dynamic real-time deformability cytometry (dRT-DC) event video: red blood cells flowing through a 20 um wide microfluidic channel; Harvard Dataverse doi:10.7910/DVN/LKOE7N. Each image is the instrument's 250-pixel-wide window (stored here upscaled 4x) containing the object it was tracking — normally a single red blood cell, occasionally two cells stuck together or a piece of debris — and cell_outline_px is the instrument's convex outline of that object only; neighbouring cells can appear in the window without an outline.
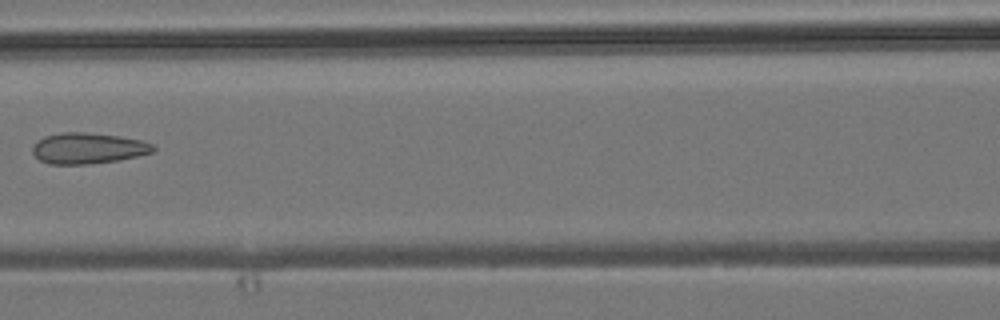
{"species": "common noctule bat (a hibernating species)", "species_latin": "Nyctalus noctula", "temperature_condition": "room temperature", "stored_images_in_passage": 8, "camera_frame_rate_fps": 3000, "um_per_image_px": 0.085, "animal": {"sex": "male", "body_mass_g": 19.2, "forearm_length_mm": 51.8}, "frame": {"image": 1, "passage_image": 6, "time_ms": 6.667, "image_size_px": [1000, 320], "cell_outline_px": [[156, 148], [152, 152], [136, 156], [116, 160], [88, 164], [48, 164], [40, 160], [32, 152], [32, 148], [36, 140], [44, 136], [60, 132], [84, 132], [120, 136], [140, 140], [152, 144]], "centroid_in_image_um": [7.43, 12.59], "position_along_channel_um": 159.2, "area_um2": 21.68}}
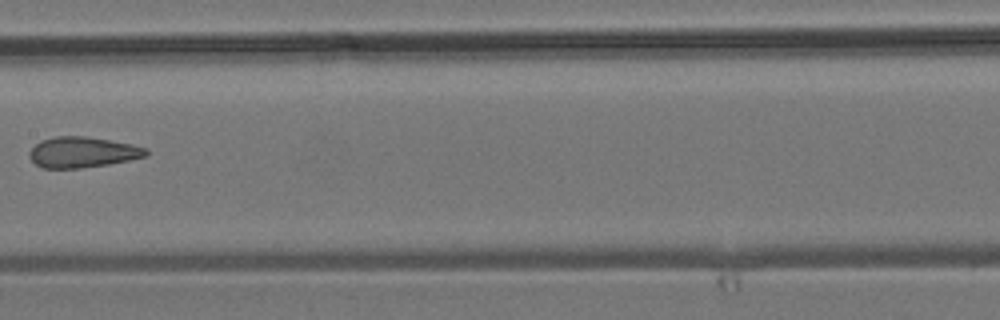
{"frame": {"image": 2, "passage_image": 7, "time_ms": 7.667, "image_size_px": [1000, 320], "cell_outline_px": [[148, 156], [108, 164], [80, 168], [44, 168], [36, 164], [28, 156], [28, 152], [40, 140], [56, 136], [84, 136], [132, 144], [148, 148]], "centroid_in_image_um": [7.01, 12.93], "position_along_channel_um": 200.4, "area_um2": 20.81}}
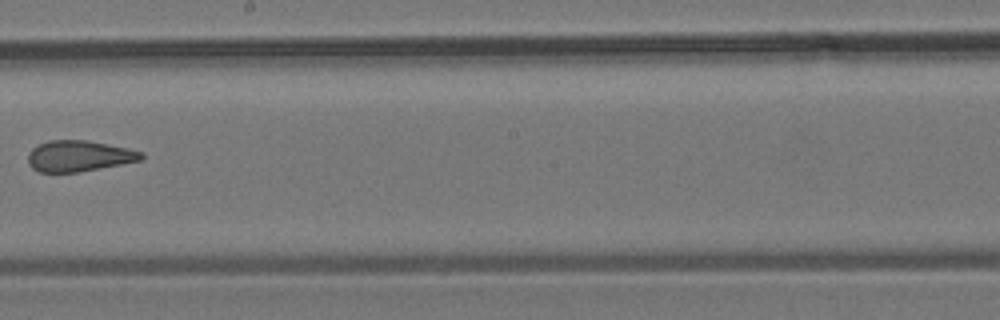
{"frame": {"image": 3, "passage_image": 8, "time_ms": 8.667, "image_size_px": [1000, 320], "cell_outline_px": [[144, 156], [140, 160], [80, 172], [40, 172], [32, 168], [28, 164], [28, 152], [32, 148], [48, 140], [84, 140], [128, 148], [144, 152]], "centroid_in_image_um": [6.68, 13.26], "position_along_channel_um": 241.5, "area_um2": 20.35}}